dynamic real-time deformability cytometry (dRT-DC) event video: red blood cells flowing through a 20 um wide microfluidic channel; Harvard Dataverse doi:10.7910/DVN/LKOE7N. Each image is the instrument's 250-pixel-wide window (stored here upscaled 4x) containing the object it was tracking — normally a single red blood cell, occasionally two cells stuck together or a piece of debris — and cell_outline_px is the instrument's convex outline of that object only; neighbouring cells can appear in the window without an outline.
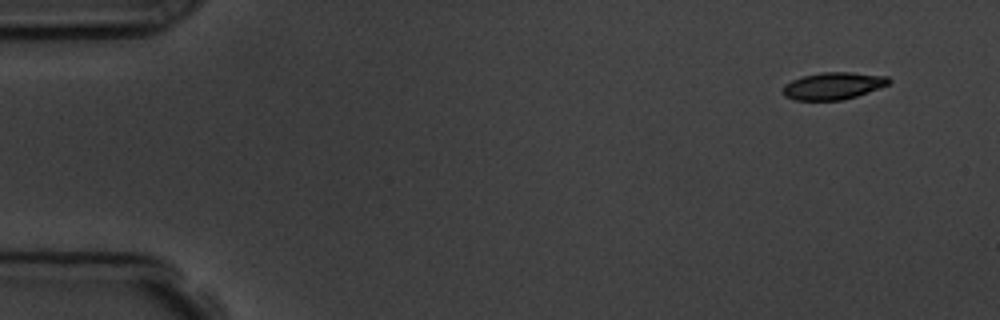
{"species": "common noctule bat (a hibernating species)", "species_latin": "Nyctalus noctula", "temperature_condition": "room temperature", "stored_images_in_passage": 11, "camera_frame_rate_fps": 3000, "um_per_image_px": 0.085, "animal": {"sex": "male", "body_mass_g": 19.5, "forearm_length_mm": 54.6}, "frame": {"image": 1, "passage_image": 1, "time_ms": 0.0, "image_size_px": [1000, 320], "cell_outline_px": [[892, 80], [888, 84], [880, 88], [856, 96], [840, 100], [792, 100], [784, 96], [780, 92], [784, 84], [792, 80], [804, 76], [824, 72], [852, 72], [888, 76]], "centroid_in_image_um": [70.8, 7.3], "position_along_channel_um": 14.2, "area_um2": 16.88}}
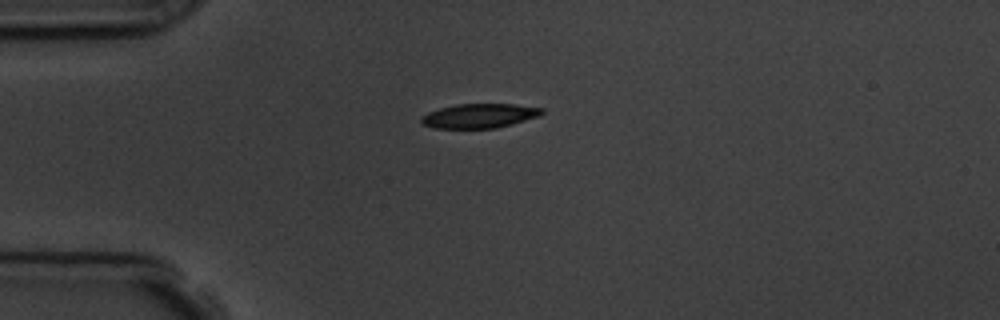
{"frame": {"image": 2, "passage_image": 4, "time_ms": 3.333, "image_size_px": [1000, 320], "cell_outline_px": [[544, 112], [540, 116], [496, 128], [436, 128], [424, 124], [420, 120], [420, 116], [428, 112], [440, 108], [456, 104], [516, 104], [544, 108]], "centroid_in_image_um": [40.77, 9.83], "position_along_channel_um": 44.2, "area_um2": 17.11}}
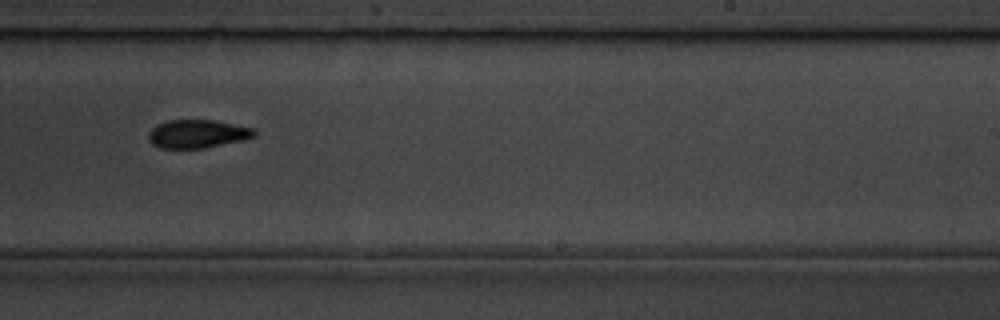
{"frame": {"image": 3, "passage_image": 10, "time_ms": 10.0, "image_size_px": [1000, 320], "cell_outline_px": [[256, 136], [244, 140], [204, 148], [160, 148], [152, 144], [148, 140], [148, 132], [156, 124], [168, 120], [216, 120], [252, 128], [256, 132]], "centroid_in_image_um": [16.76, 11.37], "position_along_channel_um": 272.2, "area_um2": 17.57}}